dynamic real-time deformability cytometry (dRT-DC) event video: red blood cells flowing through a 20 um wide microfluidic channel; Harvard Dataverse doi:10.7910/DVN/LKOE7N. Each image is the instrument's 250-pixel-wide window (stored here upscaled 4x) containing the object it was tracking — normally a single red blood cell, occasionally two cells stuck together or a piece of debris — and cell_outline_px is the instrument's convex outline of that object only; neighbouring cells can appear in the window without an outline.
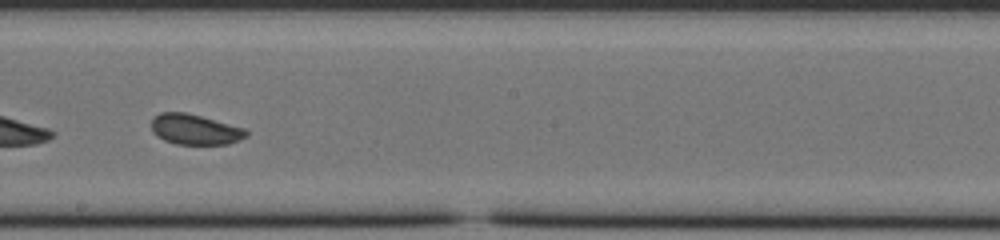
{"species": "common noctule bat (a hibernating species)", "species_latin": "Nyctalus noctula", "temperature_condition": "cold", "stored_images_in_passage": 31, "camera_frame_rate_fps": 3000, "um_per_image_px": 0.085, "animal": {"sex": "male", "body_mass_g": 20.0, "forearm_length_mm": 53.3}, "frame": {"image": 1, "passage_image": 25, "time_ms": 8.0, "image_size_px": [1000, 240], "cell_outline_px": [[248, 136], [240, 140], [228, 144], [176, 144], [164, 140], [156, 136], [152, 132], [152, 120], [160, 112], [184, 112], [200, 116], [244, 128], [248, 132]], "centroid_in_image_um": [16.57, 11.01], "position_along_channel_um": 231.6, "area_um2": 16.7}}
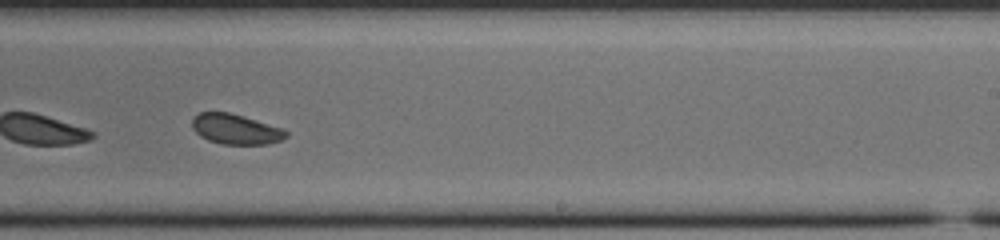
{"frame": {"image": 2, "passage_image": 28, "time_ms": 9.0, "image_size_px": [1000, 240], "cell_outline_px": [[288, 136], [280, 140], [268, 144], [220, 144], [208, 140], [200, 136], [192, 128], [192, 120], [200, 112], [228, 112], [244, 116], [284, 128], [288, 132]], "centroid_in_image_um": [20.05, 10.98], "position_along_channel_um": 268.9, "area_um2": 16.59}}